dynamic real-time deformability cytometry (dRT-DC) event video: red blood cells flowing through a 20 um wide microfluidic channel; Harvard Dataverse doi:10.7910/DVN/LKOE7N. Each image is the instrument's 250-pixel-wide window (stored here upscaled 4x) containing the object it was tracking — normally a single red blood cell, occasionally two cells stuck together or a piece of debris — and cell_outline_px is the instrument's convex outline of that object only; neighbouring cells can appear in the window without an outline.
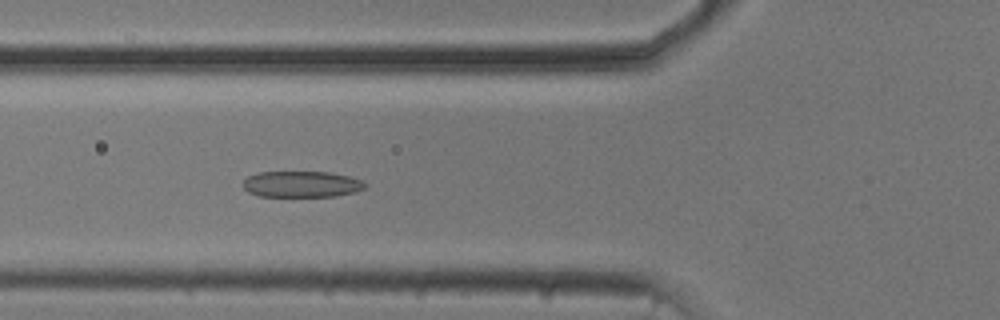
{"species": "common noctule bat (a hibernating species)", "species_latin": "Nyctalus noctula", "temperature_condition": "cold", "stored_images_in_passage": 33, "camera_frame_rate_fps": 3000, "um_per_image_px": 0.085, "animal": {"sex": "male", "body_mass_g": 20.5, "forearm_length_mm": 52.5}, "frame": {"image": 1, "passage_image": 3, "time_ms": 0.667, "image_size_px": [1000, 320], "cell_outline_px": [[364, 188], [352, 192], [336, 196], [260, 196], [248, 192], [244, 188], [244, 180], [248, 176], [260, 172], [328, 172], [348, 176], [360, 180], [364, 184]], "centroid_in_image_um": [25.59, 15.65], "position_along_channel_um": 100.2, "area_um2": 18.26}}
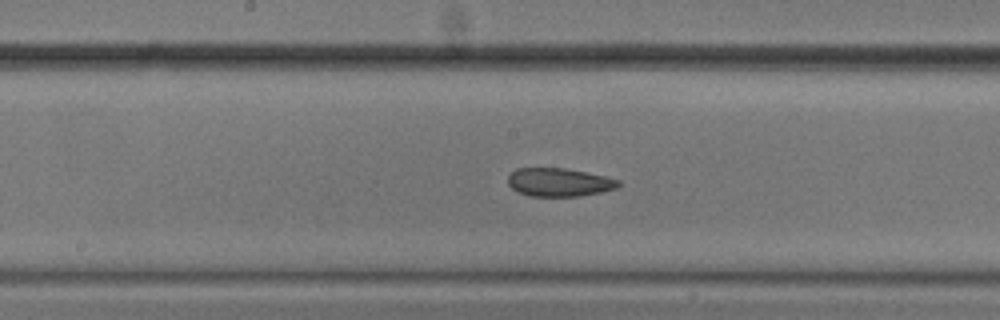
{"frame": {"image": 2, "passage_image": 11, "time_ms": 3.333, "image_size_px": [1000, 320], "cell_outline_px": [[620, 184], [616, 188], [600, 192], [580, 196], [528, 196], [516, 192], [508, 184], [508, 176], [516, 168], [564, 168], [604, 176], [620, 180]], "centroid_in_image_um": [47.48, 15.5], "position_along_channel_um": 200.7, "area_um2": 18.21}}
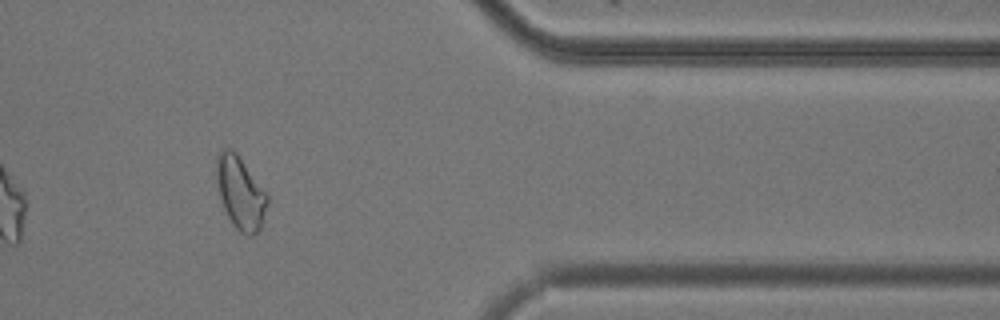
{"frame": {"image": 3, "passage_image": 28, "time_ms": 9.0, "image_size_px": [1000, 320], "cell_outline_px": [[268, 204], [260, 232], [252, 236], [248, 236], [240, 232], [236, 228], [228, 216], [224, 208], [220, 196], [216, 180], [216, 156], [220, 148], [232, 148], [236, 152], [268, 196]], "centroid_in_image_um": [20.43, 16.39], "position_along_channel_um": 391.0, "area_um2": 21.56}}